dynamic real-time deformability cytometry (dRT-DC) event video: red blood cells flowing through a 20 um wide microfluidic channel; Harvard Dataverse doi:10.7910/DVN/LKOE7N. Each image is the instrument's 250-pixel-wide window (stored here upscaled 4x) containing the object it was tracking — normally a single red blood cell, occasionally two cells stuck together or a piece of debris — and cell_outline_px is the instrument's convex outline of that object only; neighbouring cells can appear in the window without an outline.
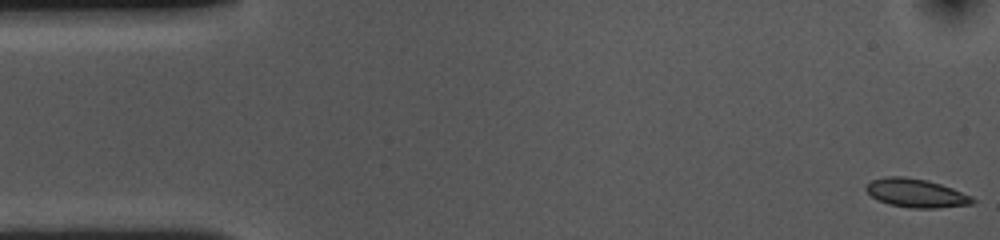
{"species": "common noctule bat (a hibernating species)", "species_latin": "Nyctalus noctula", "temperature_condition": "cold", "stored_images_in_passage": 54, "camera_frame_rate_fps": 3000, "um_per_image_px": 0.085, "animal": {"sex": "female", "body_mass_g": 10.0, "forearm_length_mm": 53.1}, "frame": {"image": 1, "passage_image": 1, "time_ms": 0.0, "image_size_px": [1000, 240], "cell_outline_px": [[976, 200], [972, 204], [936, 208], [912, 208], [888, 204], [872, 196], [864, 188], [872, 180], [884, 176], [904, 176], [928, 180], [952, 188], [972, 196]], "centroid_in_image_um": [77.88, 16.4], "position_along_channel_um": 7.1, "area_um2": 17.69}}
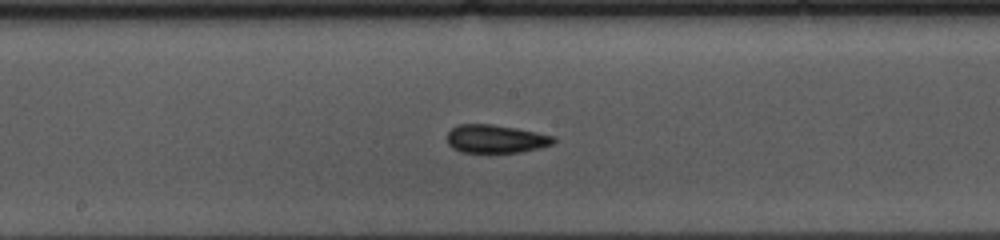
{"frame": {"image": 2, "passage_image": 27, "time_ms": 8.667, "image_size_px": [1000, 240], "cell_outline_px": [[556, 140], [552, 144], [540, 148], [520, 152], [460, 152], [452, 148], [448, 144], [448, 132], [452, 128], [460, 124], [492, 124], [516, 128], [556, 136]], "centroid_in_image_um": [42.15, 11.8], "position_along_channel_um": 206.0, "area_um2": 17.51}}
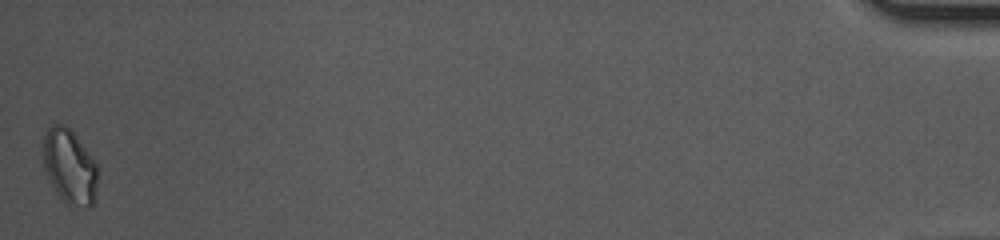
{"frame": {"image": 3, "passage_image": 54, "time_ms": 17.667, "image_size_px": [1000, 240], "cell_outline_px": [[100, 172], [92, 204], [88, 208], [68, 208], [56, 192], [44, 168], [44, 136], [48, 128], [52, 124], [64, 124], [76, 136], [96, 164]], "centroid_in_image_um": [5.94, 14.22], "position_along_channel_um": 429.3, "area_um2": 23.81}, "authors_computed_cell_mechanics": {"area_um2": 17.6868, "velocity_mm_per_s": 3.6127, "shape_relaxation_time_tau1_ms": 7.87, "shape_relaxation_time_tau2_ms": 4.5566, "deformation_change_tau1": 0.0984, "deformation_change_tau2": 0.0675}}